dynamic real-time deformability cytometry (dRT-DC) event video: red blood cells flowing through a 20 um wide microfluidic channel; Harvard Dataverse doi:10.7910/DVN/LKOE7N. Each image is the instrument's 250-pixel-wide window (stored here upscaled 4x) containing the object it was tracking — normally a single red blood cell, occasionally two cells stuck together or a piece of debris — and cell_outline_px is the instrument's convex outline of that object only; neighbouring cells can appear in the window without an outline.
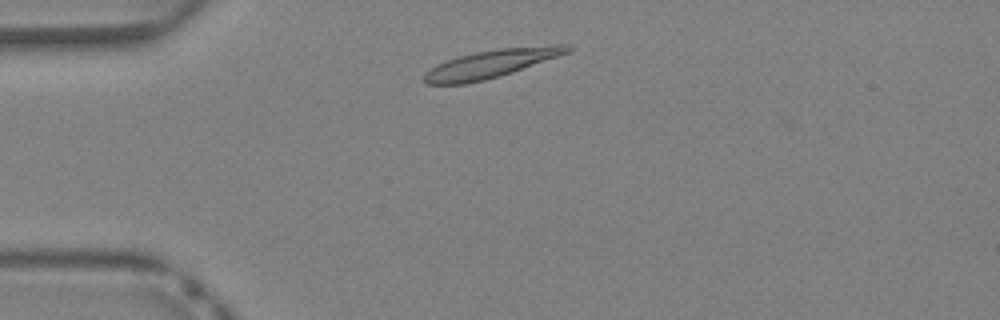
{"species": "Egyptian fruit bat (a non-hibernating species)", "species_latin": "Rousettus aegyptiacus", "temperature_condition": "warm", "stored_images_in_passage": 29, "camera_frame_rate_fps": 3000, "um_per_image_px": 0.085, "animal": {"sex": "female"}, "frame": {"image": 1, "passage_image": 2, "time_ms": 0.333, "image_size_px": [1000, 320], "cell_outline_px": [[572, 48], [568, 52], [512, 72], [500, 76], [484, 80], [464, 84], [424, 84], [420, 80], [424, 72], [436, 64], [460, 56], [476, 52], [500, 48], [552, 44], [568, 44]], "centroid_in_image_um": [41.67, 5.42], "position_along_channel_um": 43.3, "area_um2": 23.35}}
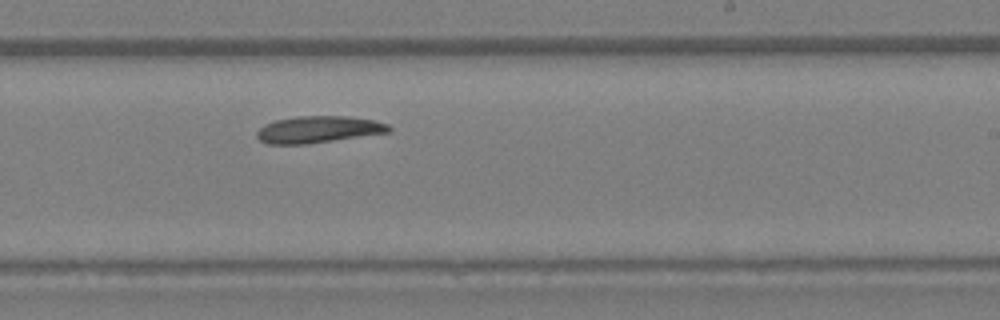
{"frame": {"image": 2, "passage_image": 17, "time_ms": 5.333, "image_size_px": [1000, 320], "cell_outline_px": [[392, 128], [388, 132], [304, 144], [268, 144], [260, 140], [256, 136], [256, 132], [264, 124], [276, 120], [296, 116], [348, 116], [376, 120], [388, 124]], "centroid_in_image_um": [27.04, 10.99], "position_along_channel_um": 262.0, "area_um2": 20.46}}
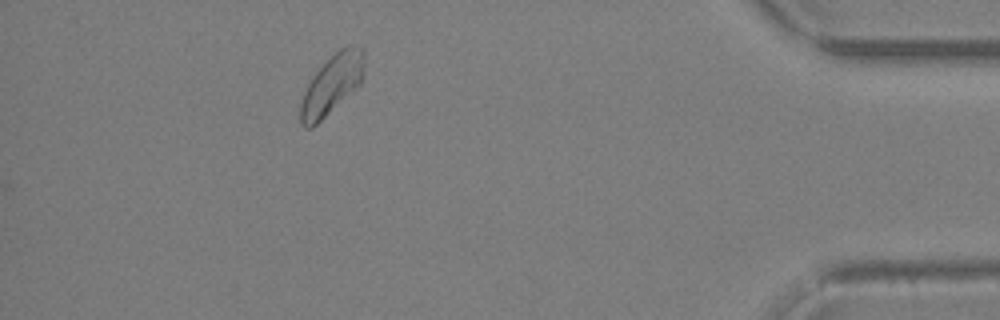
{"frame": {"image": 3, "passage_image": 29, "time_ms": 9.333, "image_size_px": [1000, 320], "cell_outline_px": [[364, 64], [360, 84], [312, 128], [304, 128], [300, 124], [300, 104], [304, 92], [312, 76], [340, 48], [364, 48]], "centroid_in_image_um": [28.17, 7.23], "position_along_channel_um": 407.0, "area_um2": 21.39}}